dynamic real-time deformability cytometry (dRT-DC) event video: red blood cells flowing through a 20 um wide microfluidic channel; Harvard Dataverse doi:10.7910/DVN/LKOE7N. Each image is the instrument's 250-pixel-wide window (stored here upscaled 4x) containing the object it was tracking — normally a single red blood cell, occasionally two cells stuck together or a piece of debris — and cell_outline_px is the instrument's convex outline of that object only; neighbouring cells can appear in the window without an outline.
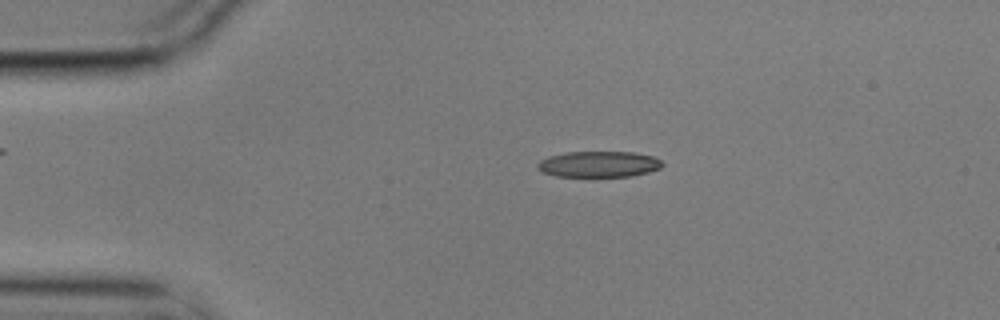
{"species": "common noctule bat (a hibernating species)", "species_latin": "Nyctalus noctula", "temperature_condition": "cold", "stored_images_in_passage": 6, "camera_frame_rate_fps": 3000, "um_per_image_px": 0.085, "animal": {"sex": "male", "body_mass_g": 17.9}, "frame": {"image": 1, "passage_image": 3, "time_ms": 0.667, "image_size_px": [1000, 320], "cell_outline_px": [[664, 164], [660, 168], [648, 172], [632, 176], [556, 176], [540, 172], [536, 168], [536, 164], [540, 160], [548, 156], [564, 152], [632, 152], [652, 156], [660, 160]], "centroid_in_image_um": [50.84, 13.95], "position_along_channel_um": 34.2, "area_um2": 18.96}}
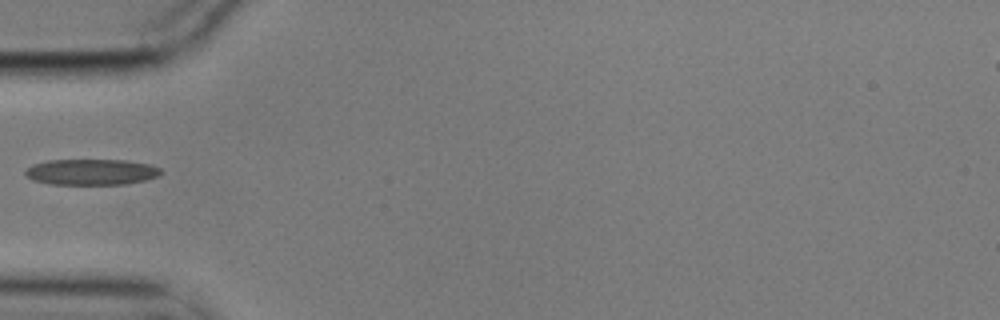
{"frame": {"image": 2, "passage_image": 5, "time_ms": 1.333, "image_size_px": [1000, 320], "cell_outline_px": [[160, 172], [156, 176], [144, 180], [124, 184], [52, 184], [32, 180], [24, 172], [32, 164], [48, 160], [124, 160], [152, 164], [160, 168]], "centroid_in_image_um": [7.75, 14.61], "position_along_channel_um": 77.3, "area_um2": 20.29}}
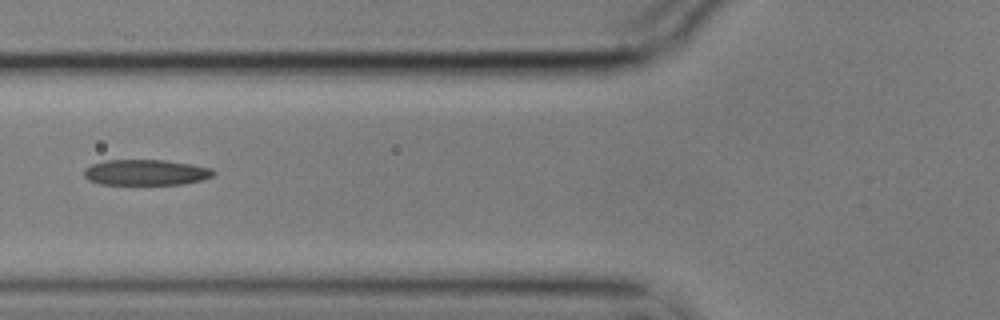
{"frame": {"image": 3, "passage_image": 6, "time_ms": 1.667, "image_size_px": [1000, 320], "cell_outline_px": [[216, 172], [212, 176], [204, 180], [180, 184], [100, 184], [88, 180], [84, 176], [84, 168], [92, 164], [104, 160], [164, 160], [192, 164], [212, 168]], "centroid_in_image_um": [12.4, 14.65], "position_along_channel_um": 113.4, "area_um2": 19.48}}